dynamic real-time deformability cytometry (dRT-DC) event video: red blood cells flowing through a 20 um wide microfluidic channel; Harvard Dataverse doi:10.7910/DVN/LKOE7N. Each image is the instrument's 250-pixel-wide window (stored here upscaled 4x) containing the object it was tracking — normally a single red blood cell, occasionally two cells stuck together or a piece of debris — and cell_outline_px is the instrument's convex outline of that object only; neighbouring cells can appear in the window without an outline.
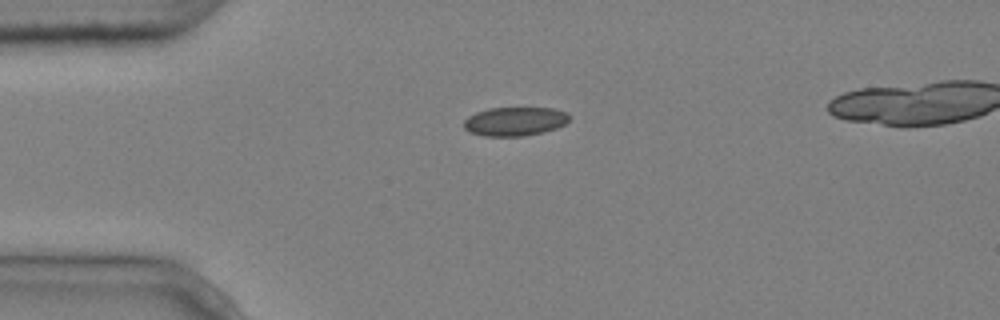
{"species": "common noctule bat (a hibernating species)", "species_latin": "Nyctalus noctula", "temperature_condition": "cold", "stored_images_in_passage": 3, "camera_frame_rate_fps": 3000, "um_per_image_px": 0.085, "animal": {"sex": "male", "body_mass_g": 20.4}, "frame": {"image": 1, "passage_image": 1, "time_ms": 0.0, "image_size_px": [1000, 320], "cell_outline_px": [[568, 120], [564, 124], [556, 128], [544, 132], [524, 136], [484, 136], [468, 132], [464, 128], [464, 120], [468, 116], [476, 112], [488, 108], [552, 108], [568, 112]], "centroid_in_image_um": [43.74, 10.32], "position_along_channel_um": 41.3, "area_um2": 17.8}}